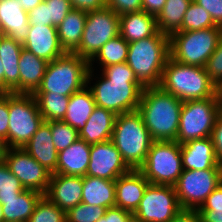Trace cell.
Returning <instances> with one entry per match:
<instances>
[{"mask_svg": "<svg viewBox=\"0 0 222 222\" xmlns=\"http://www.w3.org/2000/svg\"><path fill=\"white\" fill-rule=\"evenodd\" d=\"M72 9L86 12L100 10L106 7V0H69Z\"/></svg>", "mask_w": 222, "mask_h": 222, "instance_id": "cell-47", "label": "cell"}, {"mask_svg": "<svg viewBox=\"0 0 222 222\" xmlns=\"http://www.w3.org/2000/svg\"><path fill=\"white\" fill-rule=\"evenodd\" d=\"M130 170L111 140L91 145L86 175L115 181Z\"/></svg>", "mask_w": 222, "mask_h": 222, "instance_id": "cell-15", "label": "cell"}, {"mask_svg": "<svg viewBox=\"0 0 222 222\" xmlns=\"http://www.w3.org/2000/svg\"><path fill=\"white\" fill-rule=\"evenodd\" d=\"M169 222H201L197 209H181Z\"/></svg>", "mask_w": 222, "mask_h": 222, "instance_id": "cell-49", "label": "cell"}, {"mask_svg": "<svg viewBox=\"0 0 222 222\" xmlns=\"http://www.w3.org/2000/svg\"><path fill=\"white\" fill-rule=\"evenodd\" d=\"M3 36H4L3 32L0 31V41H1V39L3 38Z\"/></svg>", "mask_w": 222, "mask_h": 222, "instance_id": "cell-58", "label": "cell"}, {"mask_svg": "<svg viewBox=\"0 0 222 222\" xmlns=\"http://www.w3.org/2000/svg\"><path fill=\"white\" fill-rule=\"evenodd\" d=\"M23 48L47 62L64 55L57 33V27L49 25L30 26Z\"/></svg>", "mask_w": 222, "mask_h": 222, "instance_id": "cell-17", "label": "cell"}, {"mask_svg": "<svg viewBox=\"0 0 222 222\" xmlns=\"http://www.w3.org/2000/svg\"><path fill=\"white\" fill-rule=\"evenodd\" d=\"M47 5L48 25L58 27L72 10L69 0H44Z\"/></svg>", "mask_w": 222, "mask_h": 222, "instance_id": "cell-39", "label": "cell"}, {"mask_svg": "<svg viewBox=\"0 0 222 222\" xmlns=\"http://www.w3.org/2000/svg\"><path fill=\"white\" fill-rule=\"evenodd\" d=\"M33 95L44 121L63 120L70 97L52 94V92L34 93Z\"/></svg>", "mask_w": 222, "mask_h": 222, "instance_id": "cell-32", "label": "cell"}, {"mask_svg": "<svg viewBox=\"0 0 222 222\" xmlns=\"http://www.w3.org/2000/svg\"><path fill=\"white\" fill-rule=\"evenodd\" d=\"M159 86L182 102L213 97L215 89L205 67L179 63L170 57Z\"/></svg>", "mask_w": 222, "mask_h": 222, "instance_id": "cell-6", "label": "cell"}, {"mask_svg": "<svg viewBox=\"0 0 222 222\" xmlns=\"http://www.w3.org/2000/svg\"><path fill=\"white\" fill-rule=\"evenodd\" d=\"M181 209L174 186L149 184L134 214L144 222H169Z\"/></svg>", "mask_w": 222, "mask_h": 222, "instance_id": "cell-13", "label": "cell"}, {"mask_svg": "<svg viewBox=\"0 0 222 222\" xmlns=\"http://www.w3.org/2000/svg\"><path fill=\"white\" fill-rule=\"evenodd\" d=\"M169 57V36L158 31L151 37L129 43L126 63L144 87L159 86Z\"/></svg>", "mask_w": 222, "mask_h": 222, "instance_id": "cell-3", "label": "cell"}, {"mask_svg": "<svg viewBox=\"0 0 222 222\" xmlns=\"http://www.w3.org/2000/svg\"><path fill=\"white\" fill-rule=\"evenodd\" d=\"M120 35L131 43L151 37L158 32L156 17L145 11L126 13L119 16Z\"/></svg>", "mask_w": 222, "mask_h": 222, "instance_id": "cell-25", "label": "cell"}, {"mask_svg": "<svg viewBox=\"0 0 222 222\" xmlns=\"http://www.w3.org/2000/svg\"><path fill=\"white\" fill-rule=\"evenodd\" d=\"M219 111L215 95L184 101L176 141L181 145L191 140L211 137Z\"/></svg>", "mask_w": 222, "mask_h": 222, "instance_id": "cell-10", "label": "cell"}, {"mask_svg": "<svg viewBox=\"0 0 222 222\" xmlns=\"http://www.w3.org/2000/svg\"><path fill=\"white\" fill-rule=\"evenodd\" d=\"M95 106L96 103L91 89L88 85L84 86L81 90L70 96L67 112L63 121L79 132L86 125Z\"/></svg>", "mask_w": 222, "mask_h": 222, "instance_id": "cell-28", "label": "cell"}, {"mask_svg": "<svg viewBox=\"0 0 222 222\" xmlns=\"http://www.w3.org/2000/svg\"><path fill=\"white\" fill-rule=\"evenodd\" d=\"M30 26L48 25L47 5L43 1L28 12Z\"/></svg>", "mask_w": 222, "mask_h": 222, "instance_id": "cell-45", "label": "cell"}, {"mask_svg": "<svg viewBox=\"0 0 222 222\" xmlns=\"http://www.w3.org/2000/svg\"><path fill=\"white\" fill-rule=\"evenodd\" d=\"M82 203L110 208L115 206V181L84 176Z\"/></svg>", "mask_w": 222, "mask_h": 222, "instance_id": "cell-27", "label": "cell"}, {"mask_svg": "<svg viewBox=\"0 0 222 222\" xmlns=\"http://www.w3.org/2000/svg\"><path fill=\"white\" fill-rule=\"evenodd\" d=\"M165 3L166 0H142V11L157 17Z\"/></svg>", "mask_w": 222, "mask_h": 222, "instance_id": "cell-50", "label": "cell"}, {"mask_svg": "<svg viewBox=\"0 0 222 222\" xmlns=\"http://www.w3.org/2000/svg\"><path fill=\"white\" fill-rule=\"evenodd\" d=\"M201 222H222V210L198 209Z\"/></svg>", "mask_w": 222, "mask_h": 222, "instance_id": "cell-51", "label": "cell"}, {"mask_svg": "<svg viewBox=\"0 0 222 222\" xmlns=\"http://www.w3.org/2000/svg\"><path fill=\"white\" fill-rule=\"evenodd\" d=\"M182 167L187 170L222 169L211 137L181 144Z\"/></svg>", "mask_w": 222, "mask_h": 222, "instance_id": "cell-19", "label": "cell"}, {"mask_svg": "<svg viewBox=\"0 0 222 222\" xmlns=\"http://www.w3.org/2000/svg\"><path fill=\"white\" fill-rule=\"evenodd\" d=\"M93 68L89 61L75 53L64 55L48 62L41 85L35 93L60 94L70 97L90 82Z\"/></svg>", "mask_w": 222, "mask_h": 222, "instance_id": "cell-4", "label": "cell"}, {"mask_svg": "<svg viewBox=\"0 0 222 222\" xmlns=\"http://www.w3.org/2000/svg\"><path fill=\"white\" fill-rule=\"evenodd\" d=\"M106 7L117 15L142 11V0H106Z\"/></svg>", "mask_w": 222, "mask_h": 222, "instance_id": "cell-41", "label": "cell"}, {"mask_svg": "<svg viewBox=\"0 0 222 222\" xmlns=\"http://www.w3.org/2000/svg\"><path fill=\"white\" fill-rule=\"evenodd\" d=\"M183 102L160 86H147L137 110L154 141H176Z\"/></svg>", "mask_w": 222, "mask_h": 222, "instance_id": "cell-2", "label": "cell"}, {"mask_svg": "<svg viewBox=\"0 0 222 222\" xmlns=\"http://www.w3.org/2000/svg\"><path fill=\"white\" fill-rule=\"evenodd\" d=\"M43 121L33 94L9 93L8 148H23Z\"/></svg>", "mask_w": 222, "mask_h": 222, "instance_id": "cell-9", "label": "cell"}, {"mask_svg": "<svg viewBox=\"0 0 222 222\" xmlns=\"http://www.w3.org/2000/svg\"><path fill=\"white\" fill-rule=\"evenodd\" d=\"M222 183V169H183L174 185L182 209H199L208 195Z\"/></svg>", "mask_w": 222, "mask_h": 222, "instance_id": "cell-12", "label": "cell"}, {"mask_svg": "<svg viewBox=\"0 0 222 222\" xmlns=\"http://www.w3.org/2000/svg\"><path fill=\"white\" fill-rule=\"evenodd\" d=\"M111 141L131 169L145 163L154 142L138 110L116 116Z\"/></svg>", "mask_w": 222, "mask_h": 222, "instance_id": "cell-5", "label": "cell"}, {"mask_svg": "<svg viewBox=\"0 0 222 222\" xmlns=\"http://www.w3.org/2000/svg\"><path fill=\"white\" fill-rule=\"evenodd\" d=\"M129 43L119 34L104 44L97 54L89 61V68L92 62L98 58L101 67H107L113 64L124 63L127 60Z\"/></svg>", "mask_w": 222, "mask_h": 222, "instance_id": "cell-33", "label": "cell"}, {"mask_svg": "<svg viewBox=\"0 0 222 222\" xmlns=\"http://www.w3.org/2000/svg\"><path fill=\"white\" fill-rule=\"evenodd\" d=\"M130 214L131 212L114 206L107 208L105 214L96 222H127Z\"/></svg>", "mask_w": 222, "mask_h": 222, "instance_id": "cell-46", "label": "cell"}, {"mask_svg": "<svg viewBox=\"0 0 222 222\" xmlns=\"http://www.w3.org/2000/svg\"><path fill=\"white\" fill-rule=\"evenodd\" d=\"M192 0H166V3L157 15L158 31L170 36L177 32L181 26L185 12Z\"/></svg>", "mask_w": 222, "mask_h": 222, "instance_id": "cell-31", "label": "cell"}, {"mask_svg": "<svg viewBox=\"0 0 222 222\" xmlns=\"http://www.w3.org/2000/svg\"><path fill=\"white\" fill-rule=\"evenodd\" d=\"M7 147L5 145V142L0 139V162L4 161V155Z\"/></svg>", "mask_w": 222, "mask_h": 222, "instance_id": "cell-55", "label": "cell"}, {"mask_svg": "<svg viewBox=\"0 0 222 222\" xmlns=\"http://www.w3.org/2000/svg\"><path fill=\"white\" fill-rule=\"evenodd\" d=\"M43 1L44 0H19L22 8L27 12L34 9L36 6H38Z\"/></svg>", "mask_w": 222, "mask_h": 222, "instance_id": "cell-53", "label": "cell"}, {"mask_svg": "<svg viewBox=\"0 0 222 222\" xmlns=\"http://www.w3.org/2000/svg\"><path fill=\"white\" fill-rule=\"evenodd\" d=\"M199 209L222 210V183L208 195Z\"/></svg>", "mask_w": 222, "mask_h": 222, "instance_id": "cell-48", "label": "cell"}, {"mask_svg": "<svg viewBox=\"0 0 222 222\" xmlns=\"http://www.w3.org/2000/svg\"><path fill=\"white\" fill-rule=\"evenodd\" d=\"M86 19V11L72 9L58 25L59 42L65 52L73 53L79 47Z\"/></svg>", "mask_w": 222, "mask_h": 222, "instance_id": "cell-29", "label": "cell"}, {"mask_svg": "<svg viewBox=\"0 0 222 222\" xmlns=\"http://www.w3.org/2000/svg\"><path fill=\"white\" fill-rule=\"evenodd\" d=\"M29 29L28 12L19 0H0V31L4 36L23 44Z\"/></svg>", "mask_w": 222, "mask_h": 222, "instance_id": "cell-20", "label": "cell"}, {"mask_svg": "<svg viewBox=\"0 0 222 222\" xmlns=\"http://www.w3.org/2000/svg\"><path fill=\"white\" fill-rule=\"evenodd\" d=\"M0 222H4L2 205L0 204Z\"/></svg>", "mask_w": 222, "mask_h": 222, "instance_id": "cell-57", "label": "cell"}, {"mask_svg": "<svg viewBox=\"0 0 222 222\" xmlns=\"http://www.w3.org/2000/svg\"><path fill=\"white\" fill-rule=\"evenodd\" d=\"M211 139L218 161L222 164V111H219L215 126L212 130Z\"/></svg>", "mask_w": 222, "mask_h": 222, "instance_id": "cell-44", "label": "cell"}, {"mask_svg": "<svg viewBox=\"0 0 222 222\" xmlns=\"http://www.w3.org/2000/svg\"><path fill=\"white\" fill-rule=\"evenodd\" d=\"M23 149L49 172L56 171L58 151L52 139L51 121H43Z\"/></svg>", "mask_w": 222, "mask_h": 222, "instance_id": "cell-21", "label": "cell"}, {"mask_svg": "<svg viewBox=\"0 0 222 222\" xmlns=\"http://www.w3.org/2000/svg\"><path fill=\"white\" fill-rule=\"evenodd\" d=\"M107 208L79 203L66 212V222H96Z\"/></svg>", "mask_w": 222, "mask_h": 222, "instance_id": "cell-38", "label": "cell"}, {"mask_svg": "<svg viewBox=\"0 0 222 222\" xmlns=\"http://www.w3.org/2000/svg\"><path fill=\"white\" fill-rule=\"evenodd\" d=\"M120 34V19L105 7L87 12V19L79 47L73 52L90 61L110 39Z\"/></svg>", "mask_w": 222, "mask_h": 222, "instance_id": "cell-11", "label": "cell"}, {"mask_svg": "<svg viewBox=\"0 0 222 222\" xmlns=\"http://www.w3.org/2000/svg\"><path fill=\"white\" fill-rule=\"evenodd\" d=\"M4 161L25 190H34L45 195L52 173L39 164L26 150L7 148Z\"/></svg>", "mask_w": 222, "mask_h": 222, "instance_id": "cell-14", "label": "cell"}, {"mask_svg": "<svg viewBox=\"0 0 222 222\" xmlns=\"http://www.w3.org/2000/svg\"><path fill=\"white\" fill-rule=\"evenodd\" d=\"M116 116L113 111L96 105L86 125L79 131V138L90 145L111 140Z\"/></svg>", "mask_w": 222, "mask_h": 222, "instance_id": "cell-24", "label": "cell"}, {"mask_svg": "<svg viewBox=\"0 0 222 222\" xmlns=\"http://www.w3.org/2000/svg\"><path fill=\"white\" fill-rule=\"evenodd\" d=\"M43 194L34 190H24L18 197L3 200L4 222H28L37 202Z\"/></svg>", "mask_w": 222, "mask_h": 222, "instance_id": "cell-30", "label": "cell"}, {"mask_svg": "<svg viewBox=\"0 0 222 222\" xmlns=\"http://www.w3.org/2000/svg\"><path fill=\"white\" fill-rule=\"evenodd\" d=\"M83 177L52 174L46 196L52 203L67 212L81 203Z\"/></svg>", "mask_w": 222, "mask_h": 222, "instance_id": "cell-18", "label": "cell"}, {"mask_svg": "<svg viewBox=\"0 0 222 222\" xmlns=\"http://www.w3.org/2000/svg\"><path fill=\"white\" fill-rule=\"evenodd\" d=\"M139 170L150 184L174 186L183 171L181 145L177 141H154Z\"/></svg>", "mask_w": 222, "mask_h": 222, "instance_id": "cell-8", "label": "cell"}, {"mask_svg": "<svg viewBox=\"0 0 222 222\" xmlns=\"http://www.w3.org/2000/svg\"><path fill=\"white\" fill-rule=\"evenodd\" d=\"M205 69L214 84L222 80V36L216 50L208 58Z\"/></svg>", "mask_w": 222, "mask_h": 222, "instance_id": "cell-40", "label": "cell"}, {"mask_svg": "<svg viewBox=\"0 0 222 222\" xmlns=\"http://www.w3.org/2000/svg\"><path fill=\"white\" fill-rule=\"evenodd\" d=\"M9 93H0V139L8 148Z\"/></svg>", "mask_w": 222, "mask_h": 222, "instance_id": "cell-42", "label": "cell"}, {"mask_svg": "<svg viewBox=\"0 0 222 222\" xmlns=\"http://www.w3.org/2000/svg\"><path fill=\"white\" fill-rule=\"evenodd\" d=\"M203 7L217 26L222 27V0H193Z\"/></svg>", "mask_w": 222, "mask_h": 222, "instance_id": "cell-43", "label": "cell"}, {"mask_svg": "<svg viewBox=\"0 0 222 222\" xmlns=\"http://www.w3.org/2000/svg\"><path fill=\"white\" fill-rule=\"evenodd\" d=\"M90 150L91 145L79 138L69 147L58 152V163L53 174L86 176Z\"/></svg>", "mask_w": 222, "mask_h": 222, "instance_id": "cell-22", "label": "cell"}, {"mask_svg": "<svg viewBox=\"0 0 222 222\" xmlns=\"http://www.w3.org/2000/svg\"><path fill=\"white\" fill-rule=\"evenodd\" d=\"M25 188L20 180L13 175L5 161L0 162V204L3 200H10L18 197Z\"/></svg>", "mask_w": 222, "mask_h": 222, "instance_id": "cell-36", "label": "cell"}, {"mask_svg": "<svg viewBox=\"0 0 222 222\" xmlns=\"http://www.w3.org/2000/svg\"><path fill=\"white\" fill-rule=\"evenodd\" d=\"M48 62L22 49L19 59L20 94H34L41 85Z\"/></svg>", "mask_w": 222, "mask_h": 222, "instance_id": "cell-26", "label": "cell"}, {"mask_svg": "<svg viewBox=\"0 0 222 222\" xmlns=\"http://www.w3.org/2000/svg\"><path fill=\"white\" fill-rule=\"evenodd\" d=\"M214 95L216 98L217 106L222 111V80L215 84Z\"/></svg>", "mask_w": 222, "mask_h": 222, "instance_id": "cell-52", "label": "cell"}, {"mask_svg": "<svg viewBox=\"0 0 222 222\" xmlns=\"http://www.w3.org/2000/svg\"><path fill=\"white\" fill-rule=\"evenodd\" d=\"M23 45L7 36L0 41V59L4 67V93L20 94L19 59Z\"/></svg>", "mask_w": 222, "mask_h": 222, "instance_id": "cell-23", "label": "cell"}, {"mask_svg": "<svg viewBox=\"0 0 222 222\" xmlns=\"http://www.w3.org/2000/svg\"><path fill=\"white\" fill-rule=\"evenodd\" d=\"M216 26L211 15L192 0L183 17L182 26L177 32L197 31Z\"/></svg>", "mask_w": 222, "mask_h": 222, "instance_id": "cell-34", "label": "cell"}, {"mask_svg": "<svg viewBox=\"0 0 222 222\" xmlns=\"http://www.w3.org/2000/svg\"><path fill=\"white\" fill-rule=\"evenodd\" d=\"M127 222H144V221L134 213H131L128 216Z\"/></svg>", "mask_w": 222, "mask_h": 222, "instance_id": "cell-56", "label": "cell"}, {"mask_svg": "<svg viewBox=\"0 0 222 222\" xmlns=\"http://www.w3.org/2000/svg\"><path fill=\"white\" fill-rule=\"evenodd\" d=\"M0 93H4V67L0 59Z\"/></svg>", "mask_w": 222, "mask_h": 222, "instance_id": "cell-54", "label": "cell"}, {"mask_svg": "<svg viewBox=\"0 0 222 222\" xmlns=\"http://www.w3.org/2000/svg\"><path fill=\"white\" fill-rule=\"evenodd\" d=\"M150 183L139 169H131L115 180V206L134 213Z\"/></svg>", "mask_w": 222, "mask_h": 222, "instance_id": "cell-16", "label": "cell"}, {"mask_svg": "<svg viewBox=\"0 0 222 222\" xmlns=\"http://www.w3.org/2000/svg\"><path fill=\"white\" fill-rule=\"evenodd\" d=\"M222 36V27L174 32L169 36L170 58L183 64L205 67Z\"/></svg>", "mask_w": 222, "mask_h": 222, "instance_id": "cell-7", "label": "cell"}, {"mask_svg": "<svg viewBox=\"0 0 222 222\" xmlns=\"http://www.w3.org/2000/svg\"><path fill=\"white\" fill-rule=\"evenodd\" d=\"M102 71L101 81L90 87L96 105L116 115L137 110L144 86L128 64H113Z\"/></svg>", "mask_w": 222, "mask_h": 222, "instance_id": "cell-1", "label": "cell"}, {"mask_svg": "<svg viewBox=\"0 0 222 222\" xmlns=\"http://www.w3.org/2000/svg\"><path fill=\"white\" fill-rule=\"evenodd\" d=\"M28 222H66V212L43 195Z\"/></svg>", "mask_w": 222, "mask_h": 222, "instance_id": "cell-35", "label": "cell"}, {"mask_svg": "<svg viewBox=\"0 0 222 222\" xmlns=\"http://www.w3.org/2000/svg\"><path fill=\"white\" fill-rule=\"evenodd\" d=\"M53 143L59 152L79 139V132L63 120L51 121Z\"/></svg>", "mask_w": 222, "mask_h": 222, "instance_id": "cell-37", "label": "cell"}]
</instances>
